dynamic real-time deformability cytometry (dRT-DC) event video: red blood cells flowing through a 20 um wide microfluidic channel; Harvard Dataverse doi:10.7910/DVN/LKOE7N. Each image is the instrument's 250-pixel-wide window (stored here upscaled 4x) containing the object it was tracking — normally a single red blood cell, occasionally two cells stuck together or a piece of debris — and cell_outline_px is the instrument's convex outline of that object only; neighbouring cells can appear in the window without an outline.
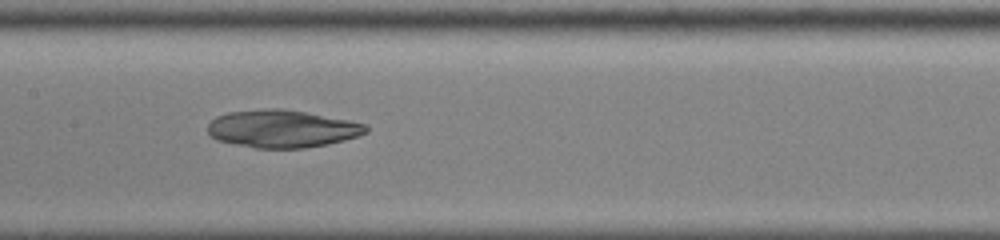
{"species": "common noctule bat (a hibernating species)", "species_latin": "Nyctalus noctula", "temperature_condition": "cold", "stored_images_in_passage": 53, "camera_frame_rate_fps": 3000, "um_per_image_px": 0.085, "animal": {"sex": "male", "body_mass_g": 13.0, "forearm_length_mm": 53.1}, "frame": {"image": 1, "passage_image": 28, "time_ms": 9.0, "image_size_px": [1000, 240], "cell_outline_px": [[368, 132], [344, 140], [328, 144], [304, 148], [256, 148], [216, 140], [208, 132], [208, 124], [216, 116], [228, 112], [268, 108], [280, 108], [304, 112], [348, 120], [368, 124]], "centroid_in_image_um": [23.98, 10.94], "position_along_channel_um": 183.4, "area_um2": 34.56}}
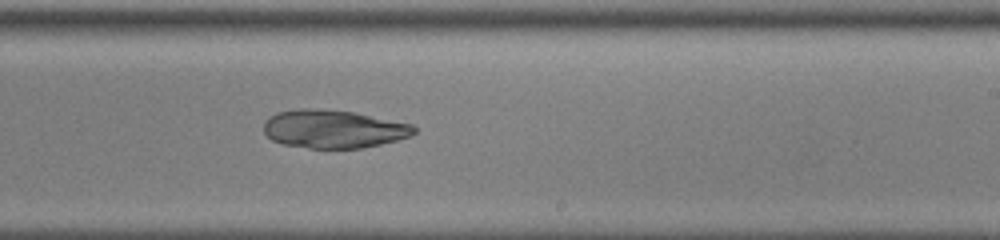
{"frame": {"image": 2, "passage_image": 34, "time_ms": 11.0, "image_size_px": [1000, 240], "cell_outline_px": [[416, 132], [408, 136], [396, 140], [364, 148], [308, 148], [284, 144], [272, 140], [264, 132], [264, 120], [268, 116], [276, 112], [300, 108], [308, 108], [356, 112], [412, 124], [416, 128]], "centroid_in_image_um": [28.32, 10.95], "position_along_channel_um": 260.7, "area_um2": 33.52}}
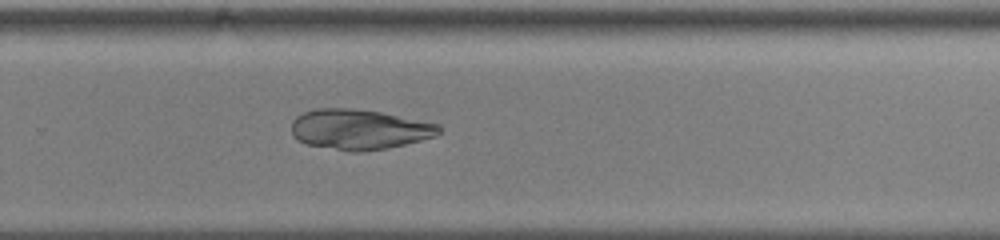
{"frame": {"image": 3, "passage_image": 37, "time_ms": 12.0, "image_size_px": [1000, 240], "cell_outline_px": [[440, 132], [436, 136], [388, 148], [360, 152], [348, 152], [308, 144], [296, 140], [292, 136], [292, 120], [296, 116], [304, 112], [316, 108], [352, 108], [380, 112], [440, 124]], "centroid_in_image_um": [30.5, 11.0], "position_along_channel_um": 299.3, "area_um2": 34.68}}